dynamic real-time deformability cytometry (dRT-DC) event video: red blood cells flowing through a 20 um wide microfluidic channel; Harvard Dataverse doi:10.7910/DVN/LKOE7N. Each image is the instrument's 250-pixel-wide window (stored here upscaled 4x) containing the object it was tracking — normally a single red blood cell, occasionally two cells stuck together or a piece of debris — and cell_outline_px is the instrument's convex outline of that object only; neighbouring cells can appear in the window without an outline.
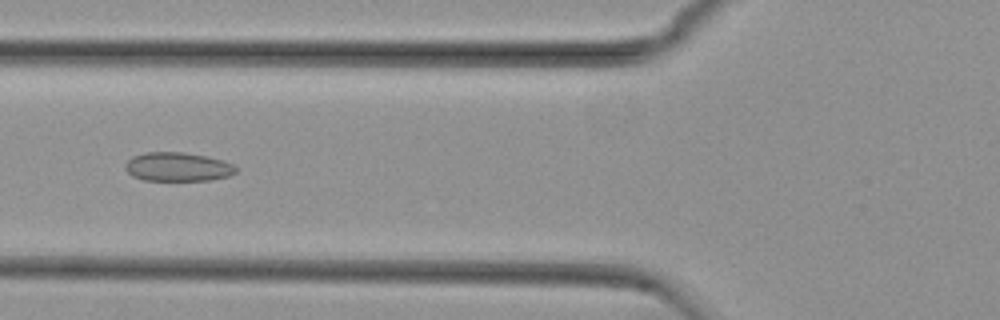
{"species": "common noctule bat (a hibernating species)", "species_latin": "Nyctalus noctula", "temperature_condition": "cold", "stored_images_in_passage": 55, "camera_frame_rate_fps": 3000, "um_per_image_px": 0.085, "animal": {"sex": "female", "body_mass_g": 29.2, "forearm_length_mm": 56.3}, "frame": {"image": 1, "passage_image": 21, "time_ms": 6.667, "image_size_px": [1000, 320], "cell_outline_px": [[236, 172], [228, 176], [208, 180], [144, 180], [132, 176], [124, 168], [124, 164], [132, 156], [144, 152], [184, 152], [208, 156], [232, 164], [236, 168]], "centroid_in_image_um": [15.06, 14.17], "position_along_channel_um": 110.7, "area_um2": 18.61}}
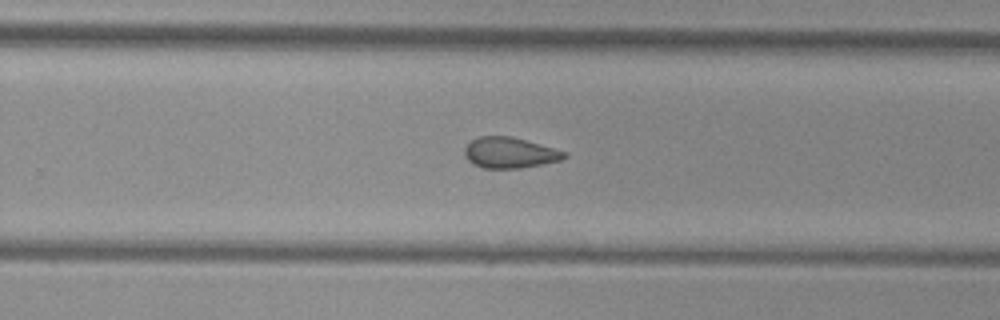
{"frame": {"image": 2, "passage_image": 35, "time_ms": 11.333, "image_size_px": [1000, 320], "cell_outline_px": [[568, 156], [560, 160], [520, 168], [484, 168], [472, 164], [464, 156], [464, 148], [472, 140], [480, 136], [512, 136], [568, 152]], "centroid_in_image_um": [43.31, 12.98], "position_along_channel_um": 286.5, "area_um2": 17.86}}
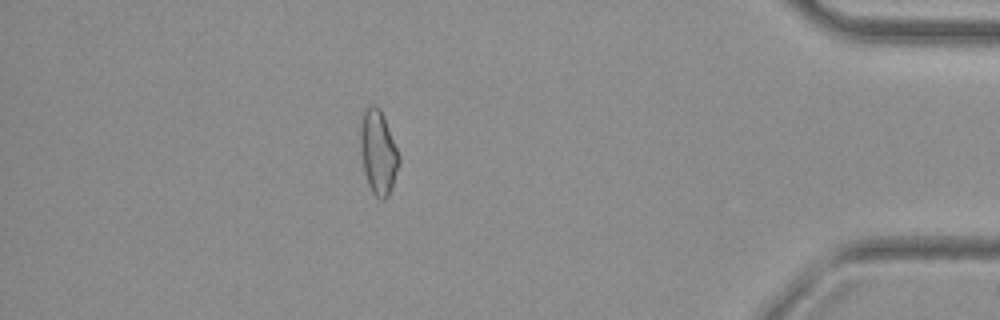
{"frame": {"image": 3, "passage_image": 48, "time_ms": 15.667, "image_size_px": [1000, 320], "cell_outline_px": [[400, 164], [392, 188], [388, 196], [384, 200], [380, 200], [372, 192], [368, 184], [364, 172], [360, 152], [360, 124], [364, 108], [368, 104], [376, 104], [380, 108], [400, 156]], "centroid_in_image_um": [32.14, 12.93], "position_along_channel_um": 403.1, "area_um2": 19.25}, "authors_computed_cell_mechanics": {"area_um2": 19.1318, "velocity_mm_per_s": 3.7633, "shape_relaxation_time_tau1_ms": null, "shape_relaxation_time_tau2_ms": 2.4948, "deformation_change_tau1": null, "deformation_change_tau2": 0.0886}}